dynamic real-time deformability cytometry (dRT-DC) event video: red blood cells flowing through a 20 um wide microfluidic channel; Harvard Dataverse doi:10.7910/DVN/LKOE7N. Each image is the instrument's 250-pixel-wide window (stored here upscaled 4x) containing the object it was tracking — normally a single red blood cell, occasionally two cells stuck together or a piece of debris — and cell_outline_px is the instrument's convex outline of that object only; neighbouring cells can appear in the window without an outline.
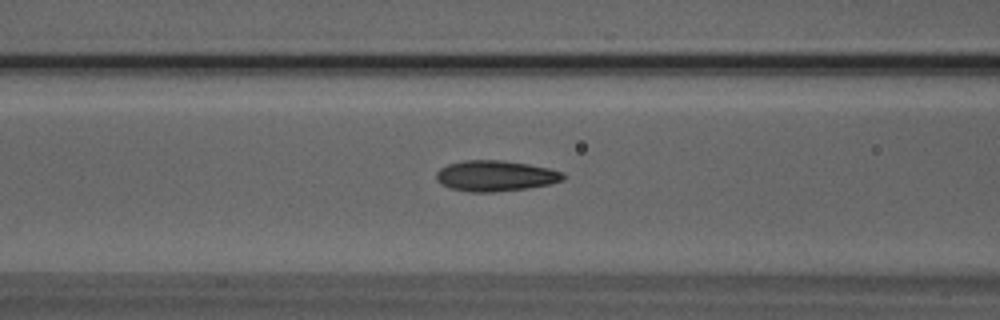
{"species": "Egyptian fruit bat (a non-hibernating species)", "species_latin": "Rousettus aegyptiacus", "temperature_condition": "room temperature", "stored_images_in_passage": 7, "camera_frame_rate_fps": 3000, "um_per_image_px": 0.085, "animal": {"sex": "male"}, "frame": {"image": 1, "passage_image": 5, "time_ms": 1.333, "image_size_px": [1000, 320], "cell_outline_px": [[568, 176], [564, 180], [548, 184], [528, 188], [496, 192], [468, 192], [448, 188], [440, 184], [436, 180], [436, 172], [440, 168], [448, 164], [464, 160], [500, 160], [528, 164], [548, 168], [564, 172]], "centroid_in_image_um": [42.1, 14.95], "position_along_channel_um": 124.5, "area_um2": 23.0}}